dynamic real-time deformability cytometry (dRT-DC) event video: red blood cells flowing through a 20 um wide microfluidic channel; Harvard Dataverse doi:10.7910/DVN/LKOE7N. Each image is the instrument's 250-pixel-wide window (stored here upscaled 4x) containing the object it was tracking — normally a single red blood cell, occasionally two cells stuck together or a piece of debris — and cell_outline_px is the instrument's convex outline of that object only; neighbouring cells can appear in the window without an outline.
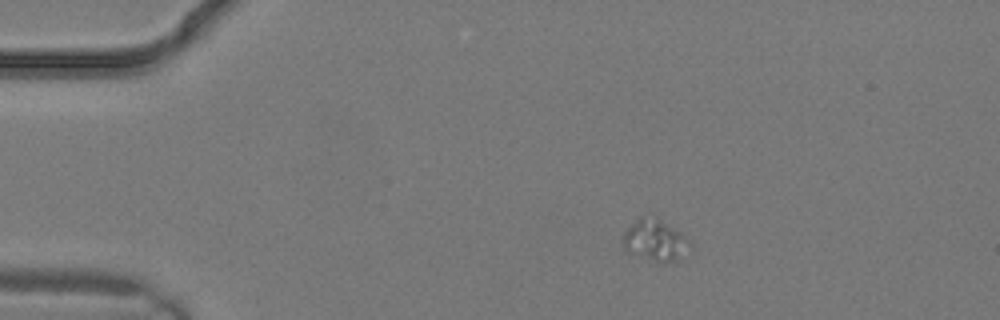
{"species": "common noctule bat (a hibernating species)", "species_latin": "Nyctalus noctula", "temperature_condition": "warm", "stored_images_in_passage": 2, "camera_frame_rate_fps": 3000, "um_per_image_px": 0.085, "animal": {"sex": "male", "body_mass_g": 19.2, "forearm_length_mm": 51.8}, "frame": {"image": 1, "passage_image": 1, "time_ms": 0.0, "image_size_px": [1000, 320], "cell_outline_px": [[692, 252], [676, 260], [656, 260], [628, 252], [624, 248], [624, 232], [640, 216], [656, 216], [680, 232], [692, 244]], "centroid_in_image_um": [55.74, 20.39], "position_along_channel_um": 29.3, "area_um2": 15.84}}